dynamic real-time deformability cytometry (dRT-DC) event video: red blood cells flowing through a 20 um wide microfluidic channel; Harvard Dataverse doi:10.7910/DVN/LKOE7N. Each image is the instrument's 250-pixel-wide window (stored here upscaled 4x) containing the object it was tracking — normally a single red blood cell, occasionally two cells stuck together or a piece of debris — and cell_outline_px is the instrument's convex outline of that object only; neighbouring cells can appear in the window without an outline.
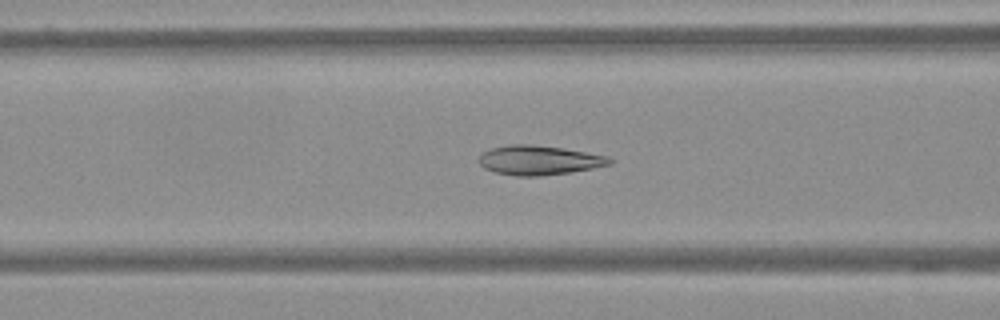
{"species": "Egyptian fruit bat (a non-hibernating species)", "species_latin": "Rousettus aegyptiacus", "temperature_condition": "warm", "stored_images_in_passage": 60, "camera_frame_rate_fps": 3000, "um_per_image_px": 0.085, "frame": {"image": 1, "passage_image": 25, "time_ms": 8.0, "image_size_px": [1000, 320], "cell_outline_px": [[612, 164], [572, 172], [540, 176], [516, 176], [496, 172], [484, 168], [480, 164], [480, 156], [484, 152], [492, 148], [508, 144], [532, 144], [560, 148], [608, 156], [612, 160]], "centroid_in_image_um": [45.82, 13.62], "position_along_channel_um": 120.8, "area_um2": 22.2}}
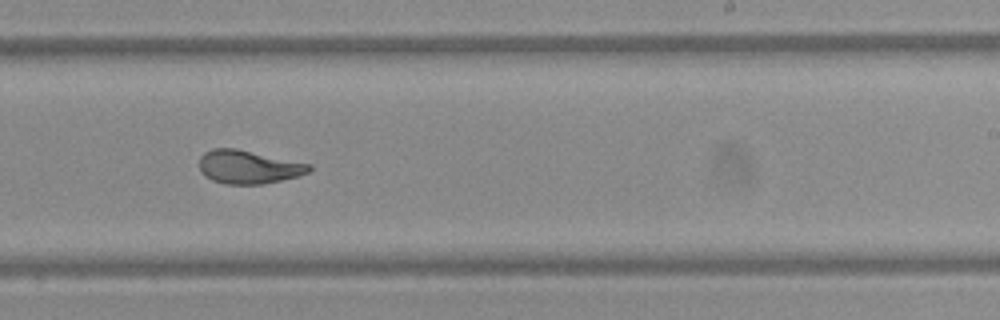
{"frame": {"image": 2, "passage_image": 38, "time_ms": 12.333, "image_size_px": [1000, 320], "cell_outline_px": [[312, 168], [308, 172], [296, 176], [264, 184], [224, 184], [212, 180], [204, 176], [200, 172], [200, 156], [204, 152], [212, 148], [236, 148], [312, 164]], "centroid_in_image_um": [21.09, 14.18], "position_along_channel_um": 267.9, "area_um2": 21.44}}
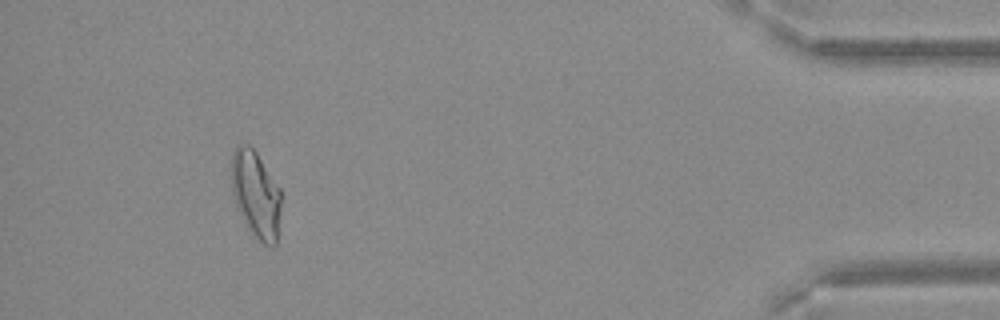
{"frame": {"image": 3, "passage_image": 56, "time_ms": 18.333, "image_size_px": [1000, 320], "cell_outline_px": [[280, 212], [276, 244], [272, 248], [256, 240], [244, 224], [236, 204], [232, 192], [232, 152], [240, 144], [248, 144], [256, 152], [280, 188]], "centroid_in_image_um": [21.75, 16.57], "position_along_channel_um": 413.5, "area_um2": 25.2}}